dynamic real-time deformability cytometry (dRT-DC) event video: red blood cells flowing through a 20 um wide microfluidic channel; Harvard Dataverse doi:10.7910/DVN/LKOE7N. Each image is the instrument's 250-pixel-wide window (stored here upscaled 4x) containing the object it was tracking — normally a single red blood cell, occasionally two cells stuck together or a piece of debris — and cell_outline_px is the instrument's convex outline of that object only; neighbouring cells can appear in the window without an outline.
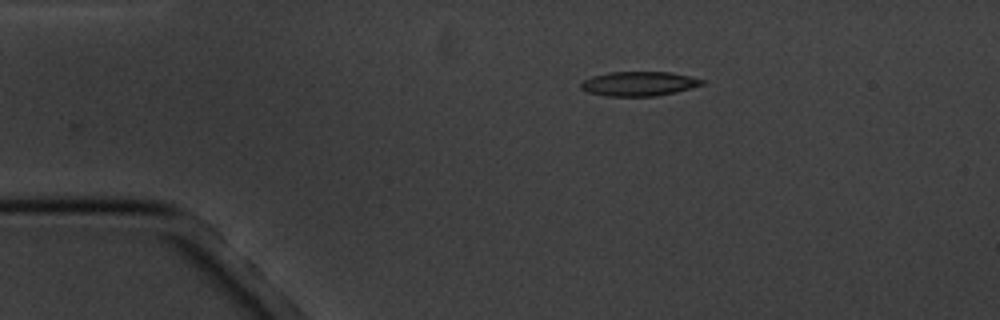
{"species": "common noctule bat (a hibernating species)", "species_latin": "Nyctalus noctula", "temperature_condition": "cold", "stored_images_in_passage": 7, "camera_frame_rate_fps": 3000, "um_per_image_px": 0.085, "animal": {"sex": "male", "body_mass_g": 20.1, "forearm_length_mm": 53.5}, "frame": {"image": 1, "passage_image": 7, "time_ms": 7.0, "image_size_px": [1000, 320], "cell_outline_px": [[704, 84], [676, 92], [656, 96], [604, 96], [588, 92], [580, 88], [580, 84], [584, 80], [592, 76], [608, 72], [672, 72], [704, 80]], "centroid_in_image_um": [54.28, 7.12], "position_along_channel_um": 30.7, "area_um2": 17.22}}